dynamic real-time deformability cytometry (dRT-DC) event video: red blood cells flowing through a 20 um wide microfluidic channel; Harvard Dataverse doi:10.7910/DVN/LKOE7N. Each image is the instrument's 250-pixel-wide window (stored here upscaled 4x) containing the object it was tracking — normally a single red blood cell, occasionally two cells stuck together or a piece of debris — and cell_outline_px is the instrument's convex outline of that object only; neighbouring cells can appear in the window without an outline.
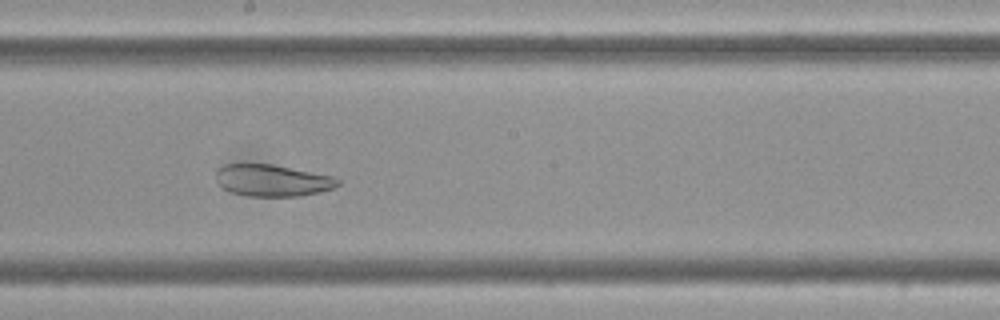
{"species": "Egyptian fruit bat (a non-hibernating species)", "species_latin": "Rousettus aegyptiacus", "temperature_condition": "cold", "stored_images_in_passage": 58, "camera_frame_rate_fps": 3000, "um_per_image_px": 0.085, "frame": {"image": 1, "passage_image": 32, "time_ms": 10.333, "image_size_px": [1000, 320], "cell_outline_px": [[340, 184], [332, 188], [320, 192], [300, 196], [248, 196], [232, 192], [224, 188], [216, 180], [216, 172], [224, 164], [272, 164], [332, 176], [340, 180]], "centroid_in_image_um": [23.16, 15.34], "position_along_channel_um": 225.0, "area_um2": 22.37}}
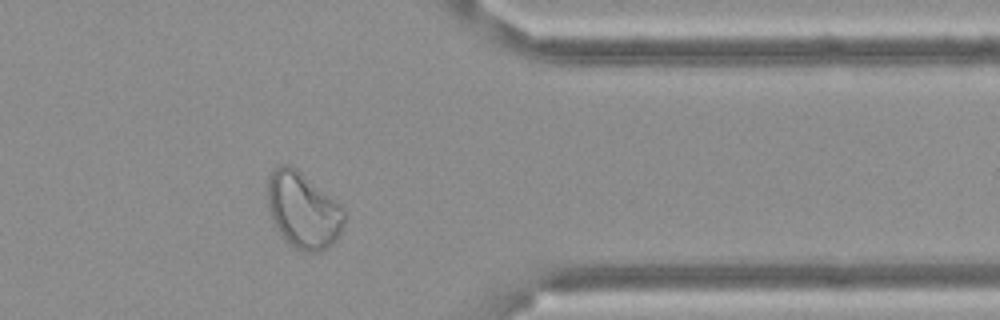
{"frame": {"image": 2, "passage_image": 47, "time_ms": 15.333, "image_size_px": [1000, 320], "cell_outline_px": [[344, 224], [336, 240], [332, 244], [320, 252], [304, 252], [296, 248], [280, 232], [272, 220], [268, 208], [268, 180], [272, 168], [280, 164], [288, 164], [296, 168], [340, 204], [344, 212]], "centroid_in_image_um": [25.76, 17.85], "position_along_channel_um": 385.6, "area_um2": 33.64}}